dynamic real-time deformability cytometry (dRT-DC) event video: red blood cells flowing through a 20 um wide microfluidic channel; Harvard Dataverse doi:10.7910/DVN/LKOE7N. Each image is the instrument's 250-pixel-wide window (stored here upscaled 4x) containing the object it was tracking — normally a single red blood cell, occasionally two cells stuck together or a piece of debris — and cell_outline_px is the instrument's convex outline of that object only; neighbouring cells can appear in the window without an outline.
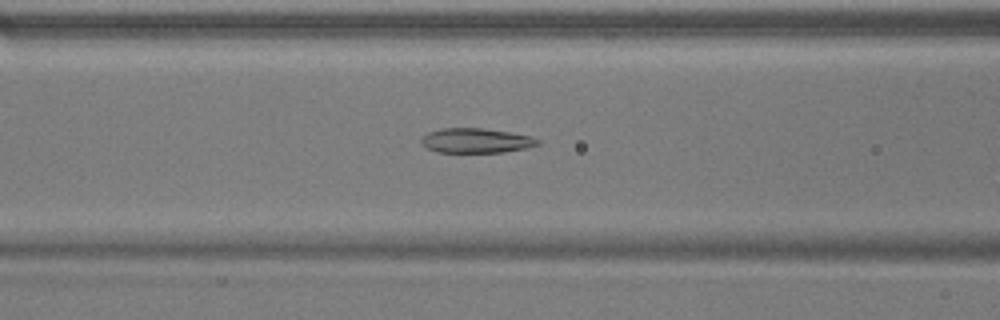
{"species": "common noctule bat (a hibernating species)", "species_latin": "Nyctalus noctula", "temperature_condition": "warm", "stored_images_in_passage": 44, "camera_frame_rate_fps": 3000, "um_per_image_px": 0.085, "animal": {"sex": "male", "body_mass_g": 17.9}, "frame": {"image": 1, "passage_image": 13, "time_ms": 4.0, "image_size_px": [1000, 320], "cell_outline_px": [[540, 144], [528, 148], [504, 152], [436, 152], [420, 144], [420, 140], [428, 132], [440, 128], [484, 128], [508, 132], [528, 136], [540, 140]], "centroid_in_image_um": [40.44, 11.95], "position_along_channel_um": 126.2, "area_um2": 16.76}}
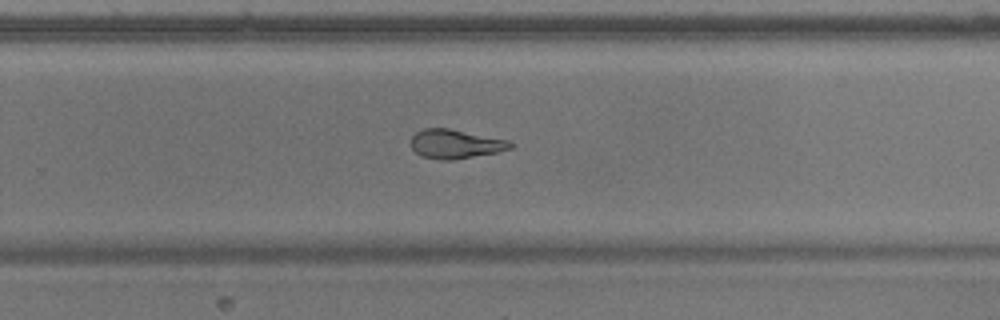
{"frame": {"image": 2, "passage_image": 26, "time_ms": 8.333, "image_size_px": [1000, 320], "cell_outline_px": [[512, 148], [496, 152], [452, 160], [440, 160], [420, 156], [412, 148], [412, 136], [416, 132], [424, 128], [448, 128], [508, 140], [512, 144]], "centroid_in_image_um": [38.68, 12.24], "position_along_channel_um": 291.1, "area_um2": 16.65}}
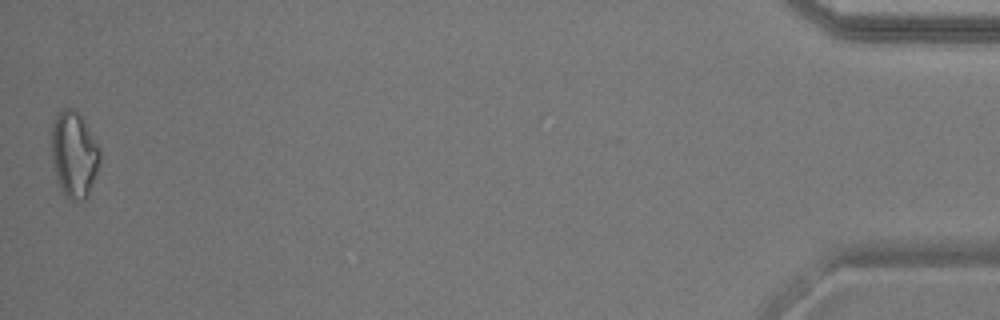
{"frame": {"image": 3, "passage_image": 44, "time_ms": 14.333, "image_size_px": [1000, 320], "cell_outline_px": [[100, 164], [88, 196], [84, 200], [72, 200], [64, 196], [60, 188], [56, 176], [52, 156], [52, 124], [56, 112], [64, 108], [76, 108], [100, 148]], "centroid_in_image_um": [6.3, 13.11], "position_along_channel_um": 428.9, "area_um2": 24.39}, "authors_computed_cell_mechanics": {"area_um2": 17.9469, "velocity_mm_per_s": 3.8083, "shape_relaxation_time_tau1_ms": 10.9262, "shape_relaxation_time_tau2_ms": 3.0556, "deformation_change_tau1": 0.2428, "deformation_change_tau2": 0.117}}